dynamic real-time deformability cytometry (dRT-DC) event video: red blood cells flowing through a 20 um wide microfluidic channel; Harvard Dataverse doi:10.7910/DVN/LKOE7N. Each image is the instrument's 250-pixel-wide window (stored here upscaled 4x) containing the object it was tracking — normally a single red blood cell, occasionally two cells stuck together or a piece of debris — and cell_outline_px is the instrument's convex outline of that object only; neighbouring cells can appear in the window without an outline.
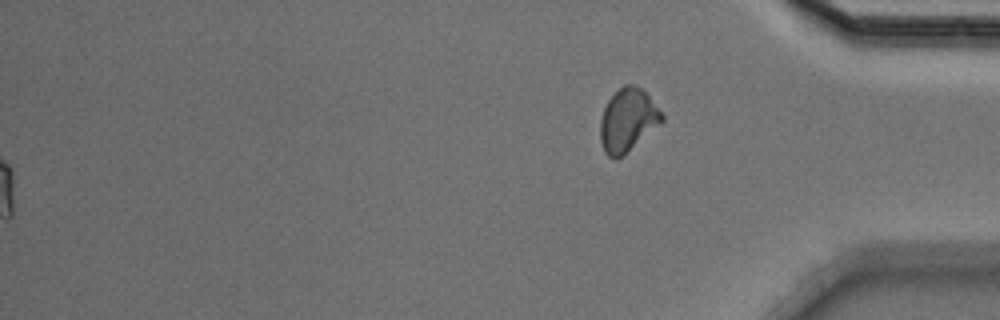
{"species": "Egyptian fruit bat (a non-hibernating species)", "species_latin": "Rousettus aegyptiacus", "temperature_condition": "cold", "stored_images_in_passage": 42, "segment_of_instrument_passage": [2, 2], "camera_frame_rate_fps": 3000, "um_per_image_px": 0.085, "animal": {"sex": "male"}, "frame": {"image": 1, "passage_image": 42, "time_ms": 13.667, "image_size_px": [1000, 320], "cell_outline_px": [[664, 120], [616, 160], [608, 156], [604, 152], [600, 140], [600, 120], [604, 108], [608, 100], [624, 84], [632, 84], [640, 88], [648, 96], [664, 116]], "centroid_in_image_um": [53.32, 10.21], "position_along_channel_um": 381.9, "area_um2": 22.02}}